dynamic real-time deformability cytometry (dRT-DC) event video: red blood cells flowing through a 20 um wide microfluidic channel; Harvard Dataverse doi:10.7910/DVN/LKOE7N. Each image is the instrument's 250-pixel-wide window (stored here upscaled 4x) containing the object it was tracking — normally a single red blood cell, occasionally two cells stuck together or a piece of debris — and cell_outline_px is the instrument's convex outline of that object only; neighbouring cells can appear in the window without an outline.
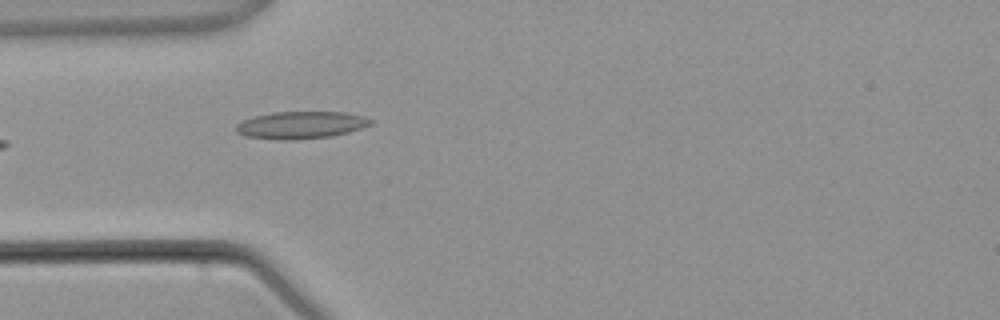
{"species": "common noctule bat (a hibernating species)", "species_latin": "Nyctalus noctula", "temperature_condition": "warm", "stored_images_in_passage": 4, "camera_frame_rate_fps": 3000, "um_per_image_px": 0.085, "animal": {"sex": "male", "body_mass_g": 21.5, "forearm_length_mm": 52.0}, "frame": {"image": 1, "passage_image": 4, "time_ms": 4.333, "image_size_px": [1000, 320], "cell_outline_px": [[372, 124], [348, 132], [332, 136], [292, 140], [280, 140], [244, 136], [236, 132], [236, 124], [244, 120], [256, 116], [272, 112], [344, 112], [364, 116], [372, 120]], "centroid_in_image_um": [25.57, 10.63], "position_along_channel_um": 59.4, "area_um2": 21.33}}